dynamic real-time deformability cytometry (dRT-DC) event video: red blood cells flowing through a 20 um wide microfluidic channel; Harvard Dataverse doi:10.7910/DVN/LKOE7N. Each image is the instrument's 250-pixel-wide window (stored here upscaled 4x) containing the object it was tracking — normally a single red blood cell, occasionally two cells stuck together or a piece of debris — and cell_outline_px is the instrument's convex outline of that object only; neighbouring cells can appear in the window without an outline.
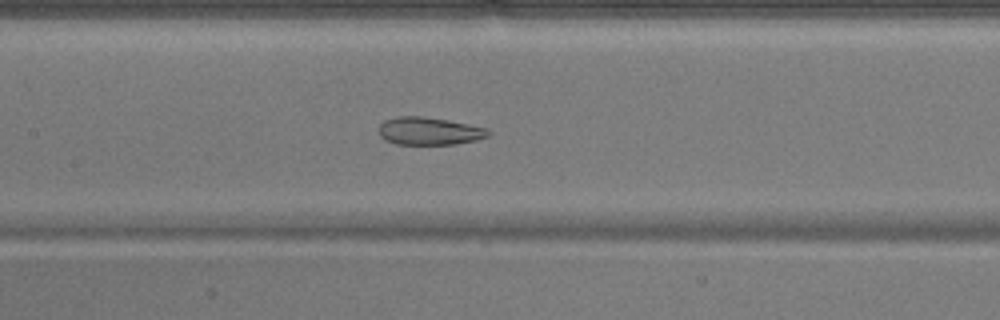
{"species": "common noctule bat (a hibernating species)", "species_latin": "Nyctalus noctula", "temperature_condition": "warm", "stored_images_in_passage": 51, "camera_frame_rate_fps": 3000, "um_per_image_px": 0.085, "animal": {"sex": "male", "body_mass_g": 17.9}, "frame": {"image": 1, "passage_image": 24, "time_ms": 7.667, "image_size_px": [1000, 320], "cell_outline_px": [[492, 132], [488, 136], [476, 140], [456, 144], [396, 144], [384, 140], [380, 136], [380, 124], [384, 120], [396, 116], [420, 116], [448, 120], [488, 128]], "centroid_in_image_um": [36.49, 11.14], "position_along_channel_um": 170.9, "area_um2": 17.74}}
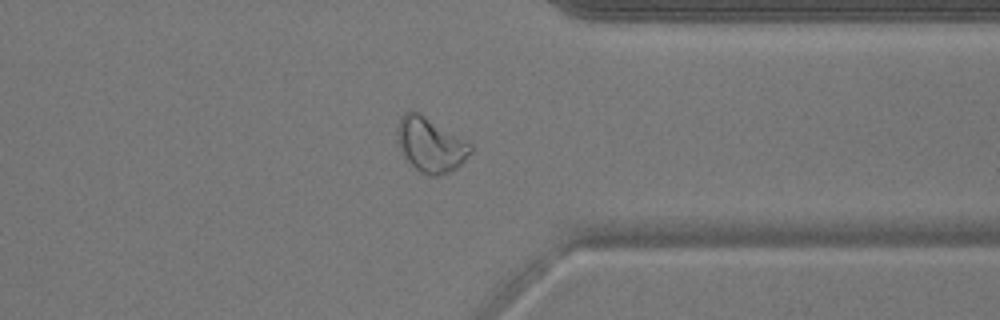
{"frame": {"image": 2, "passage_image": 40, "time_ms": 13.0, "image_size_px": [1000, 320], "cell_outline_px": [[472, 152], [456, 168], [448, 172], [436, 176], [428, 176], [420, 172], [404, 156], [400, 148], [396, 136], [396, 128], [400, 116], [404, 112], [420, 112], [472, 144]], "centroid_in_image_um": [36.58, 12.29], "position_along_channel_um": 374.8, "area_um2": 23.24}}
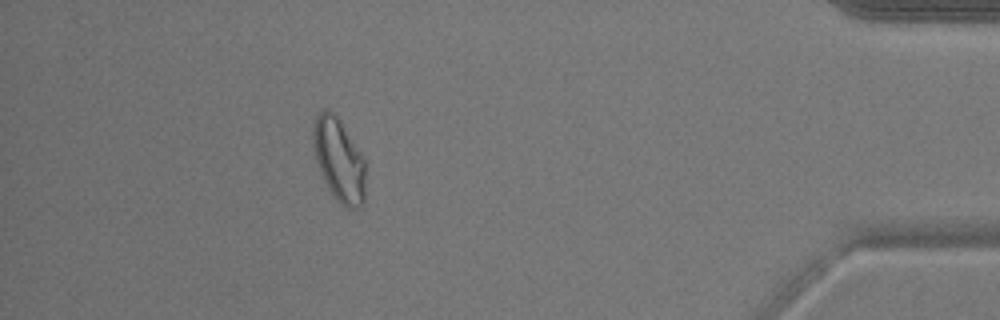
{"frame": {"image": 3, "passage_image": 46, "time_ms": 15.0, "image_size_px": [1000, 320], "cell_outline_px": [[364, 204], [360, 208], [344, 208], [340, 204], [328, 188], [320, 172], [316, 160], [312, 140], [312, 128], [316, 112], [324, 108], [328, 108], [340, 120], [364, 156]], "centroid_in_image_um": [28.79, 13.56], "position_along_channel_um": 406.4, "area_um2": 25.72}, "authors_computed_cell_mechanics": {"area_um2": 23.5246, "velocity_mm_per_s": 3.9044, "shape_relaxation_time_tau1_ms": null, "shape_relaxation_time_tau2_ms": 1.2785, "deformation_change_tau1": null, "deformation_change_tau2": 0.0818}}